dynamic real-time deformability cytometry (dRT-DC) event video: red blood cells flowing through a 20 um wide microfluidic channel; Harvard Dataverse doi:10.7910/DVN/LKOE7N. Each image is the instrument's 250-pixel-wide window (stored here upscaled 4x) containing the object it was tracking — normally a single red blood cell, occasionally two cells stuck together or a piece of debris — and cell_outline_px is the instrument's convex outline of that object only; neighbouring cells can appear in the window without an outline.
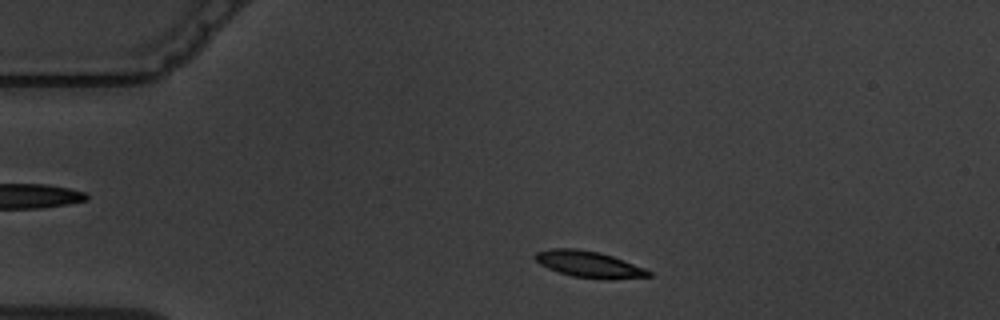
{"species": "common noctule bat (a hibernating species)", "species_latin": "Nyctalus noctula", "temperature_condition": "warm", "stored_images_in_passage": 3, "camera_frame_rate_fps": 3000, "um_per_image_px": 0.085, "animal": {"sex": "male", "body_mass_g": 19.5, "forearm_length_mm": 54.6}, "frame": {"image": 1, "passage_image": 1, "time_ms": 0.0, "image_size_px": [1000, 320], "cell_outline_px": [[652, 276], [608, 280], [604, 280], [572, 276], [548, 268], [540, 264], [532, 256], [536, 252], [548, 248], [576, 248], [600, 252], [624, 260], [644, 268], [652, 272]], "centroid_in_image_um": [50.05, 22.46], "position_along_channel_um": 34.9, "area_um2": 17.63}}
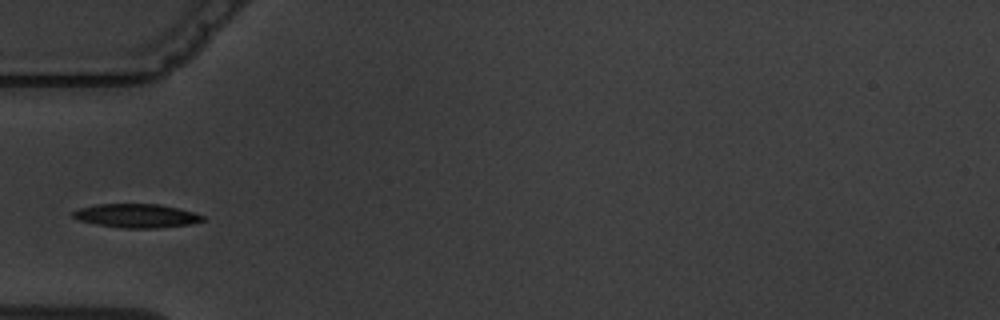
{"frame": {"image": 2, "passage_image": 3, "time_ms": 2.333, "image_size_px": [1000, 320], "cell_outline_px": [[204, 220], [192, 224], [160, 228], [124, 228], [96, 224], [80, 220], [72, 216], [72, 212], [80, 208], [96, 204], [160, 204], [196, 212], [204, 216]], "centroid_in_image_um": [11.65, 18.34], "position_along_channel_um": 73.4, "area_um2": 18.03}}